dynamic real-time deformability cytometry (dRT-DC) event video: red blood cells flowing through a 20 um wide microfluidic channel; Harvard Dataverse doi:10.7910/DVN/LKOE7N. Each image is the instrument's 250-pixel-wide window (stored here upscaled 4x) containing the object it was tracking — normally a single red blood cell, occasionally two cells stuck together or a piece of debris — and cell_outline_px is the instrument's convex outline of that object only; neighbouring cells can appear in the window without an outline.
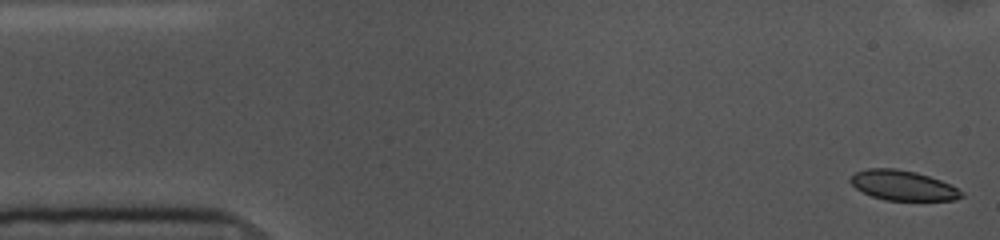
{"species": "common noctule bat (a hibernating species)", "species_latin": "Nyctalus noctula", "temperature_condition": "cold", "stored_images_in_passage": 55, "camera_frame_rate_fps": 3000, "um_per_image_px": 0.085, "animal": {"sex": "female", "body_mass_g": 10.0, "forearm_length_mm": 53.1}, "frame": {"image": 1, "passage_image": 1, "time_ms": 0.0, "image_size_px": [1000, 240], "cell_outline_px": [[964, 196], [956, 200], [884, 200], [872, 196], [856, 188], [848, 180], [856, 172], [868, 168], [896, 168], [916, 172], [940, 180], [964, 192]], "centroid_in_image_um": [76.75, 15.76], "position_along_channel_um": 8.3, "area_um2": 19.25}}
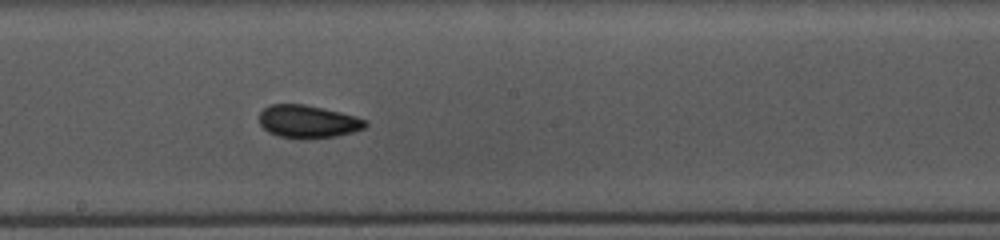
{"frame": {"image": 2, "passage_image": 28, "time_ms": 9.0, "image_size_px": [1000, 240], "cell_outline_px": [[368, 124], [364, 128], [352, 132], [336, 136], [304, 140], [300, 140], [280, 136], [268, 132], [260, 124], [260, 112], [264, 108], [272, 104], [304, 104], [340, 112], [356, 116], [368, 120]], "centroid_in_image_um": [26.19, 10.35], "position_along_channel_um": 222.0, "area_um2": 20.46}}
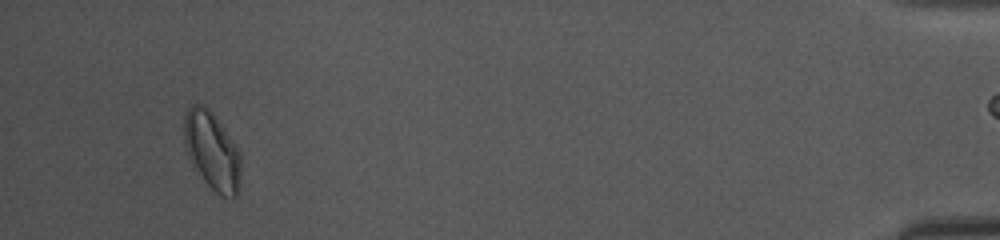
{"frame": {"image": 3, "passage_image": 51, "time_ms": 16.667, "image_size_px": [1000, 240], "cell_outline_px": [[240, 188], [236, 196], [232, 200], [220, 196], [204, 180], [196, 168], [184, 144], [184, 112], [192, 104], [204, 104], [208, 108], [240, 152]], "centroid_in_image_um": [18.03, 12.85], "position_along_channel_um": 417.2, "area_um2": 25.37}, "authors_computed_cell_mechanics": {"area_um2": 20.4034, "velocity_mm_per_s": 3.5874, "shape_relaxation_time_tau1_ms": 9.9604, "shape_relaxation_time_tau2_ms": 2.8703, "deformation_change_tau1": 0.1317, "deformation_change_tau2": 0.0647}}